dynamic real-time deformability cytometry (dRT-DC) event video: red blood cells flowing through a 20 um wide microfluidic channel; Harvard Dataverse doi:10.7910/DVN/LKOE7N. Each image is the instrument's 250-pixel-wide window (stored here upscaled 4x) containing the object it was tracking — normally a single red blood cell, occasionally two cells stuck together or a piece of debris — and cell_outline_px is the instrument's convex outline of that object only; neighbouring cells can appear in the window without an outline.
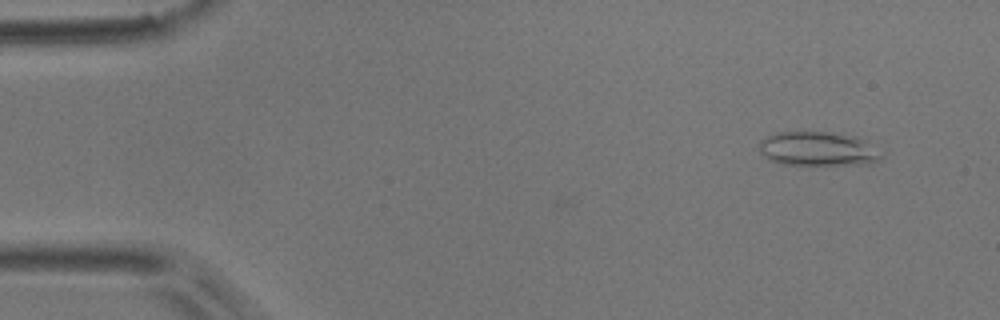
{"species": "common noctule bat (a hibernating species)", "species_latin": "Nyctalus noctula", "temperature_condition": "room temperature", "stored_images_in_passage": 5, "camera_frame_rate_fps": 3000, "um_per_image_px": 0.085, "animal": {"sex": "male", "body_mass_g": 17.9}, "frame": {"image": 1, "passage_image": 2, "time_ms": 1.333, "image_size_px": [1000, 320], "cell_outline_px": [[884, 156], [868, 164], [780, 164], [764, 156], [760, 152], [760, 140], [776, 132], [832, 132], [856, 136]], "centroid_in_image_um": [69.47, 12.64], "position_along_channel_um": 15.5, "area_um2": 23.81}}